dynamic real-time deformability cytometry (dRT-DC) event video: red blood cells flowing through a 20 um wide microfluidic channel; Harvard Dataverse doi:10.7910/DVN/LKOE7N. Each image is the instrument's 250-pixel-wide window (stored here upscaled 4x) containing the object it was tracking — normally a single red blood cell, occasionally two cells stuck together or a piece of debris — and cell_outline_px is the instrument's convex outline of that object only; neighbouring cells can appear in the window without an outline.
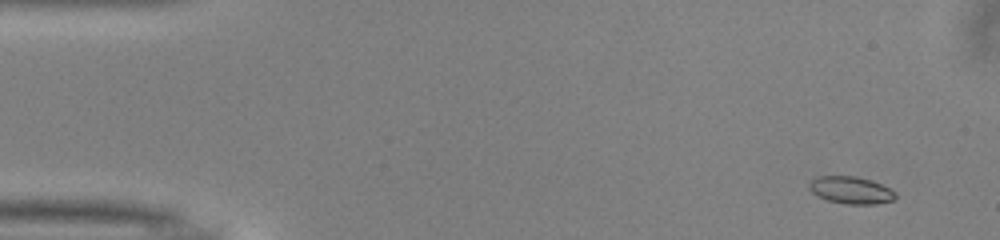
{"species": "common noctule bat (a hibernating species)", "species_latin": "Nyctalus noctula", "temperature_condition": "warm", "stored_images_in_passage": 51, "camera_frame_rate_fps": 3000, "um_per_image_px": 0.085, "animal": {"sex": "male", "body_mass_g": 13.0, "forearm_length_mm": 53.1}, "frame": {"image": 1, "passage_image": 4, "time_ms": 1.0, "image_size_px": [1000, 240], "cell_outline_px": [[896, 200], [876, 204], [844, 204], [828, 200], [812, 192], [808, 188], [808, 184], [816, 176], [856, 176], [872, 180], [896, 192]], "centroid_in_image_um": [72.35, 16.16], "position_along_channel_um": 12.7, "area_um2": 13.76}}
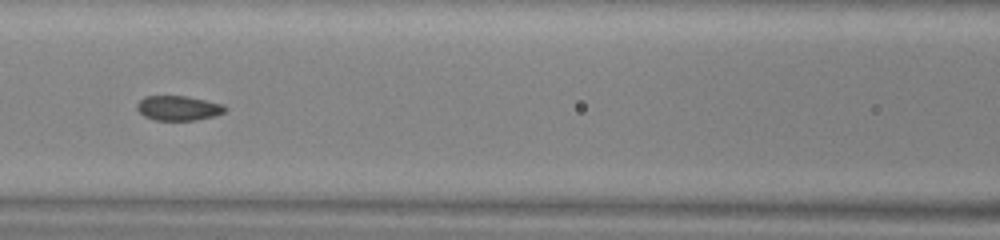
{"frame": {"image": 2, "passage_image": 23, "time_ms": 7.333, "image_size_px": [1000, 240], "cell_outline_px": [[228, 108], [224, 112], [212, 116], [196, 120], [156, 120], [144, 116], [136, 108], [136, 104], [144, 96], [184, 96], [224, 104]], "centroid_in_image_um": [15.15, 9.18], "position_along_channel_um": 151.5, "area_um2": 12.6}}
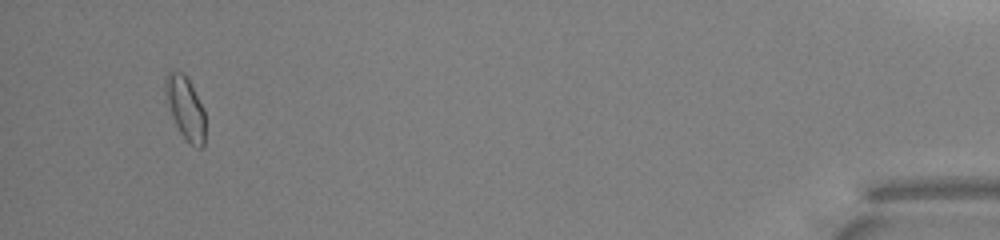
{"frame": {"image": 3, "passage_image": 49, "time_ms": 16.0, "image_size_px": [1000, 240], "cell_outline_px": [[204, 148], [196, 148], [180, 132], [172, 116], [164, 96], [164, 76], [168, 68], [172, 68], [184, 72], [188, 76], [204, 108]], "centroid_in_image_um": [15.72, 9.04], "position_along_channel_um": 419.5, "area_um2": 15.14}, "authors_computed_cell_mechanics": {"area_um2": 13.2362, "velocity_mm_per_s": 4.0344, "shape_relaxation_time_tau1_ms": 6.3166, "shape_relaxation_time_tau2_ms": 0.8236, "deformation_change_tau1": 0.1284, "deformation_change_tau2": 0.0599}}